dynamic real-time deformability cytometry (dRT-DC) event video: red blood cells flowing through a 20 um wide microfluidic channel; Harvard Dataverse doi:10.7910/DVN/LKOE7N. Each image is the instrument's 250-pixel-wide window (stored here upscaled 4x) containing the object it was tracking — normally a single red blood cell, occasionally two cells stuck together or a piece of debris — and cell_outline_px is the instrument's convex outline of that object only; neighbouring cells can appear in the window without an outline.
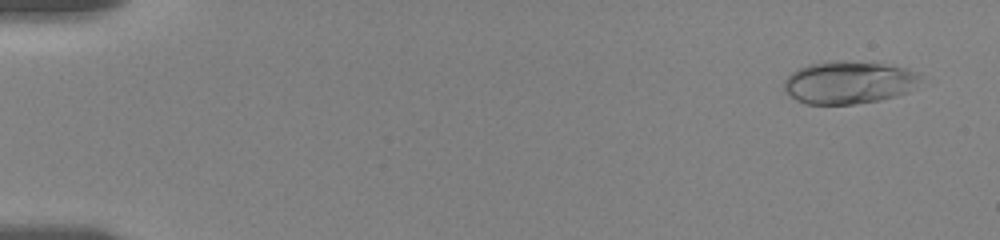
{"species": "human", "species_latin": "Homo sapiens", "temperature_condition": "room temperature", "stored_images_in_passage": 74, "camera_frame_rate_fps": 3000, "um_per_image_px": 0.085, "donor": {"sex": "female"}, "frame": {"image": 1, "passage_image": 7, "time_ms": 1.0, "image_size_px": [1000, 240], "cell_outline_px": [[920, 76], [904, 92], [880, 100], [852, 104], [804, 104], [796, 100], [784, 92], [784, 80], [796, 68], [808, 64], [828, 60], [844, 60], [880, 64], [908, 68], [920, 72]], "centroid_in_image_um": [72.02, 6.99], "position_along_channel_um": 13.0, "area_um2": 33.7}}
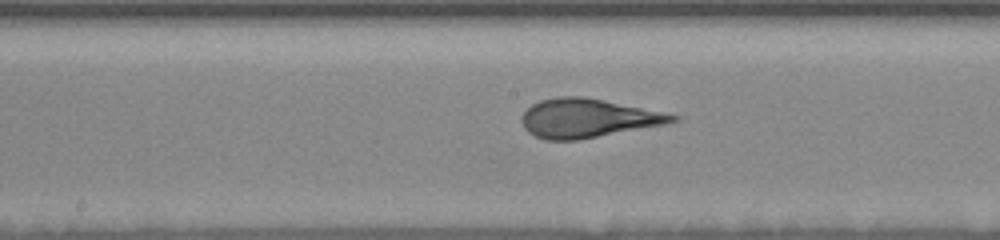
{"frame": {"image": 2, "passage_image": 36, "time_ms": 10.0, "image_size_px": [1000, 240], "cell_outline_px": [[680, 120], [664, 124], [576, 140], [544, 140], [528, 132], [524, 128], [524, 112], [532, 104], [540, 100], [560, 96], [584, 96], [664, 112], [680, 116]], "centroid_in_image_um": [49.96, 10.03], "position_along_channel_um": 198.2, "area_um2": 33.64}}
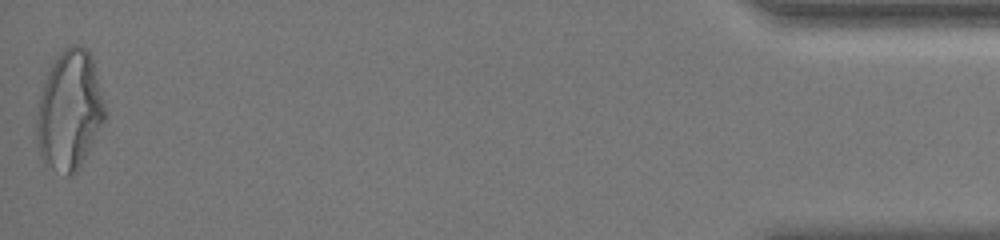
{"frame": {"image": 3, "passage_image": 74, "time_ms": 18.667, "image_size_px": [1000, 240], "cell_outline_px": [[104, 120], [76, 172], [72, 176], [68, 176], [44, 164], [40, 156], [36, 140], [36, 120], [40, 92], [52, 60], [64, 48], [72, 44], [80, 44], [88, 48], [92, 56], [104, 104]], "centroid_in_image_um": [5.86, 9.34], "position_along_channel_um": 429.3, "area_um2": 47.4}, "authors_computed_cell_mechanics": {"area_um2": 33.9864, "velocity_mm_per_s": 3.606, "shape_relaxation_time_tau1_ms": 4.6887, "shape_relaxation_time_tau2_ms": null, "deformation_change_tau1": 0.2051, "deformation_change_tau2": null}}